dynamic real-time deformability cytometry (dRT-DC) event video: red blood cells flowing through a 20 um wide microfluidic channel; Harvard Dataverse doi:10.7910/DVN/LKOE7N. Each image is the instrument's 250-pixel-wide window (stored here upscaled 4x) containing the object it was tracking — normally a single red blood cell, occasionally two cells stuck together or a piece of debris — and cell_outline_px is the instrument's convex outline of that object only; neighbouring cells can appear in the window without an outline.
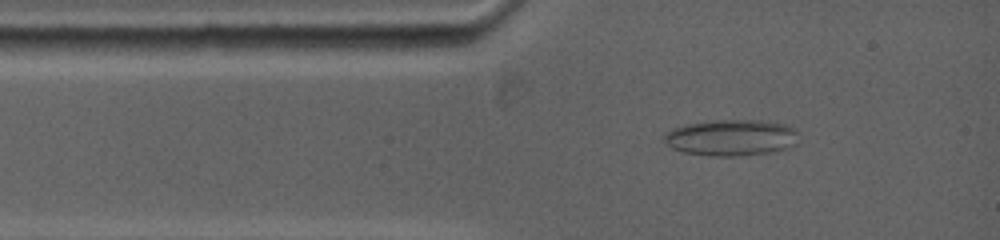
{"species": "common noctule bat (a hibernating species)", "species_latin": "Nyctalus noctula", "temperature_condition": "warm", "stored_images_in_passage": 9, "camera_frame_rate_fps": 5000, "um_per_image_px": 0.085, "animal": {"sex": "female", "body_mass_g": 19.0, "forearm_length_mm": 53.3}, "frame": {"image": 1, "passage_image": 3, "time_ms": 1.2, "image_size_px": [1000, 240], "cell_outline_px": [[796, 132], [792, 144], [784, 148], [768, 152], [736, 156], [712, 156], [684, 152], [672, 148], [664, 140], [664, 136], [672, 128], [684, 124], [712, 120], [760, 120], [784, 124], [792, 128]], "centroid_in_image_um": [62.06, 11.68], "position_along_channel_um": 22.9, "area_um2": 27.86}}
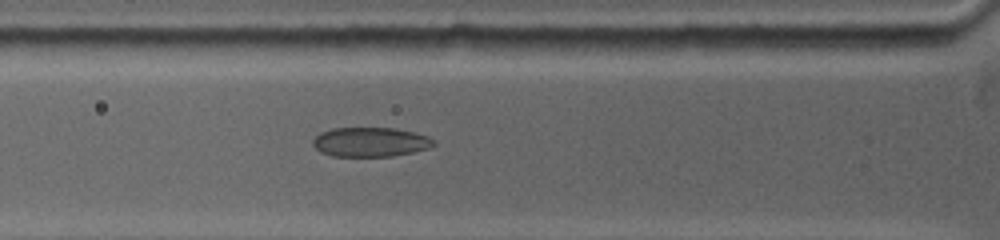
{"frame": {"image": 2, "passage_image": 7, "time_ms": 3.4, "image_size_px": [1000, 240], "cell_outline_px": [[436, 144], [428, 148], [412, 152], [392, 156], [332, 156], [320, 152], [312, 144], [312, 140], [320, 132], [332, 128], [392, 128], [412, 132], [428, 136], [436, 140]], "centroid_in_image_um": [31.47, 12.07], "position_along_channel_um": 94.3, "area_um2": 20.69}}
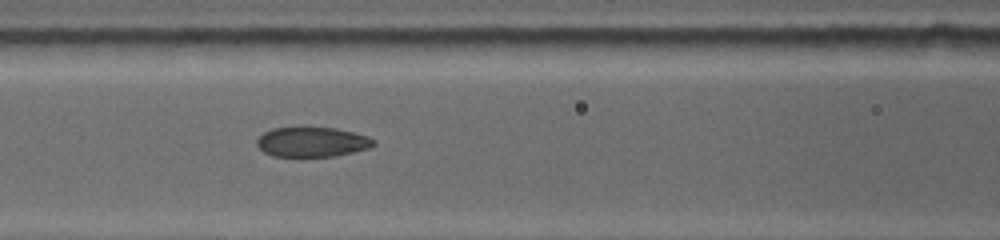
{"frame": {"image": 3, "passage_image": 9, "time_ms": 4.6, "image_size_px": [1000, 240], "cell_outline_px": [[376, 144], [368, 148], [336, 156], [272, 156], [264, 152], [256, 144], [256, 140], [264, 132], [272, 128], [300, 124], [336, 128], [368, 136], [376, 140]], "centroid_in_image_um": [26.5, 12.01], "position_along_channel_um": 140.1, "area_um2": 21.04}}